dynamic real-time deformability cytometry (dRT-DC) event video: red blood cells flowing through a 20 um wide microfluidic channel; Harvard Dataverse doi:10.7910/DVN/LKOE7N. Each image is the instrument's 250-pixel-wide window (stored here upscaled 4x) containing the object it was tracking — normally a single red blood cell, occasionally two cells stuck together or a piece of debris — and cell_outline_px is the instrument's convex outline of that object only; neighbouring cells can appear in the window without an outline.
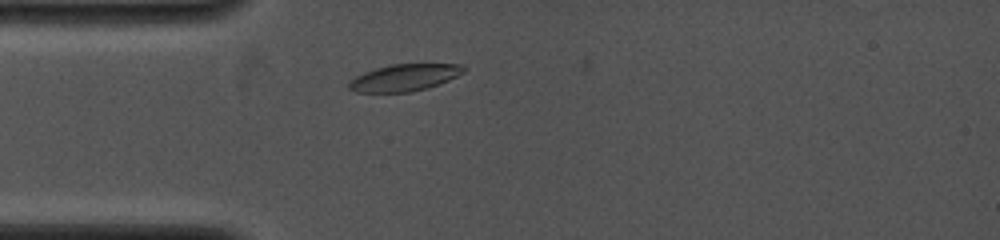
{"species": "common noctule bat (a hibernating species)", "species_latin": "Nyctalus noctula", "temperature_condition": "cold", "stored_images_in_passage": 2, "camera_frame_rate_fps": 4000, "um_per_image_px": 0.085, "animal": {"sex": "female", "body_mass_g": 19.0, "forearm_length_mm": 53.3}, "frame": {"image": 1, "passage_image": 2, "time_ms": 1.0, "image_size_px": [1000, 240], "cell_outline_px": [[468, 68], [464, 72], [448, 80], [428, 88], [412, 92], [356, 92], [348, 88], [348, 80], [364, 72], [376, 68], [392, 64], [460, 64]], "centroid_in_image_um": [34.36, 6.6], "position_along_channel_um": 50.6, "area_um2": 18.03}}